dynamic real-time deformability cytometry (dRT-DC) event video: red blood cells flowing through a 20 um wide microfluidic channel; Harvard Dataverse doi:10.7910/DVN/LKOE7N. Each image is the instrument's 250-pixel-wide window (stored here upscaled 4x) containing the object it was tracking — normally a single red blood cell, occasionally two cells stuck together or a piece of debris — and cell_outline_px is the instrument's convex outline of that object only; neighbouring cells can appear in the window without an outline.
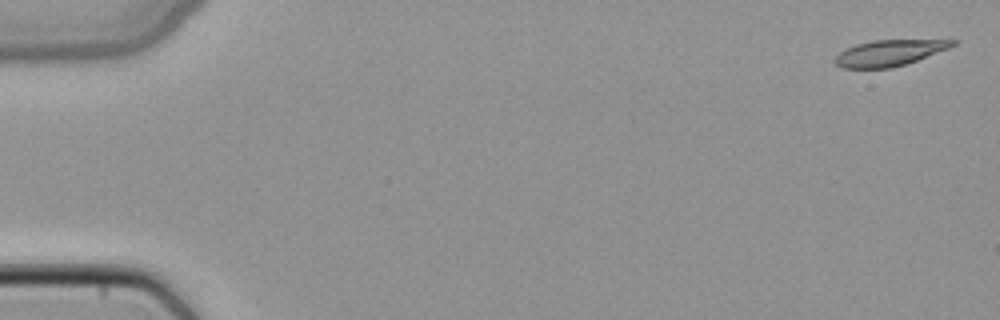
{"species": "common noctule bat (a hibernating species)", "species_latin": "Nyctalus noctula", "temperature_condition": "cold", "stored_images_in_passage": 4, "camera_frame_rate_fps": 3000, "um_per_image_px": 0.085, "animal": {"sex": "female", "body_mass_g": 22.7, "forearm_length_mm": 54.2}, "frame": {"image": 1, "passage_image": 1, "time_ms": 0.0, "image_size_px": [1000, 320], "cell_outline_px": [[956, 44], [948, 48], [916, 60], [892, 68], [840, 68], [832, 60], [840, 52], [856, 44], [872, 40], [956, 40]], "centroid_in_image_um": [75.53, 4.5], "position_along_channel_um": 9.5, "area_um2": 17.57}}
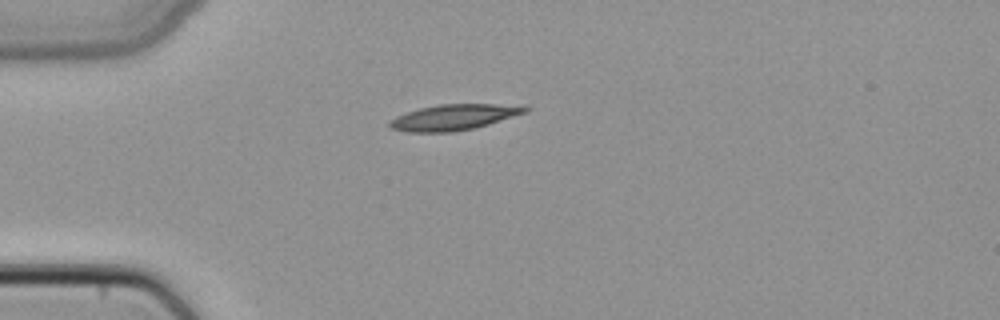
{"frame": {"image": 2, "passage_image": 4, "time_ms": 1.0, "image_size_px": [1000, 320], "cell_outline_px": [[532, 108], [528, 112], [488, 124], [472, 128], [452, 132], [408, 132], [392, 128], [388, 124], [396, 116], [420, 108], [440, 104], [496, 104]], "centroid_in_image_um": [38.58, 9.96], "position_along_channel_um": 46.4, "area_um2": 19.94}}